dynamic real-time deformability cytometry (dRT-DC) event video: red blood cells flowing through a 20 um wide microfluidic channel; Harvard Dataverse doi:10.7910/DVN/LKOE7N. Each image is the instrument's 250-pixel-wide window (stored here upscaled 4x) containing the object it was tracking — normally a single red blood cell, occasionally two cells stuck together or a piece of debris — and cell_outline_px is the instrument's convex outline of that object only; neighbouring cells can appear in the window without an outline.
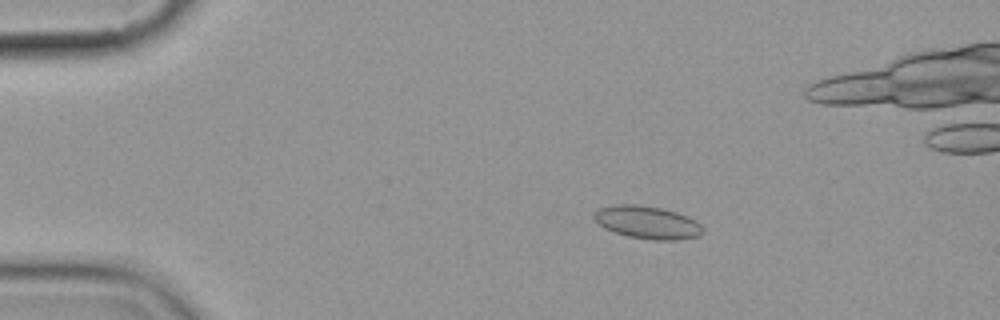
{"species": "common noctule bat (a hibernating species)", "species_latin": "Nyctalus noctula", "temperature_condition": "cold", "stored_images_in_passage": 5, "camera_frame_rate_fps": 3000, "um_per_image_px": 0.085, "animal": {"sex": "female", "body_mass_g": 19.9}, "frame": {"image": 1, "passage_image": 3, "time_ms": 3.0, "image_size_px": [1000, 320], "cell_outline_px": [[704, 232], [696, 236], [676, 240], [656, 240], [628, 236], [604, 228], [592, 216], [600, 208], [616, 204], [636, 204], [660, 208], [676, 212], [688, 216], [696, 220], [700, 224]], "centroid_in_image_um": [55.04, 18.89], "position_along_channel_um": 30.0, "area_um2": 20.52}}